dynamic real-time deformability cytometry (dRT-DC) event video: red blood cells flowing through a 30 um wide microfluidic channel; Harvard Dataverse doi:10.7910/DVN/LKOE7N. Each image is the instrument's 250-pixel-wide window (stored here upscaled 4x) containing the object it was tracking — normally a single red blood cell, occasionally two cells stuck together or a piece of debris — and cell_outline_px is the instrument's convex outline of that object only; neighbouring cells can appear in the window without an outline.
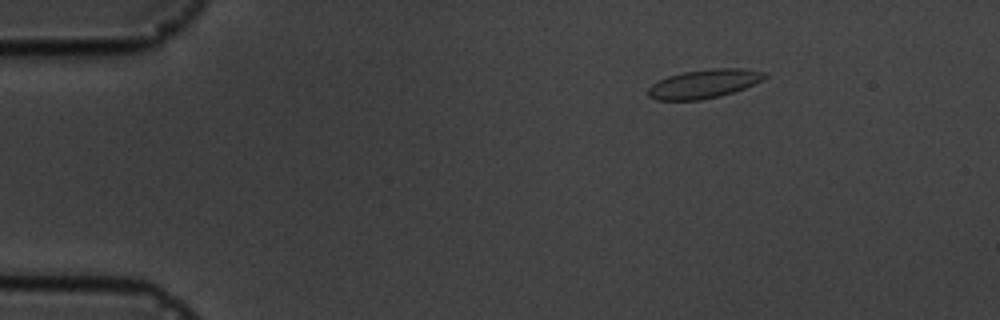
{"species": "common noctule bat (a hibernating species)", "species_latin": "Nyctalus noctula", "temperature_condition": "cold", "stored_images_in_passage": 14, "camera_frame_rate_fps": 3000, "um_per_image_px": 0.085, "animal": {"sex": "male", "body_mass_g": 19.5, "forearm_length_mm": 54.6}, "frame": {"image": 1, "passage_image": 1, "time_ms": 0.0, "image_size_px": [1000, 320], "cell_outline_px": [[768, 76], [764, 80], [744, 88], [720, 96], [700, 100], [656, 100], [648, 96], [648, 88], [652, 84], [668, 76], [684, 72], [712, 68], [740, 68], [764, 72]], "centroid_in_image_um": [59.85, 7.12], "position_along_channel_um": 25.2, "area_um2": 19.48}}
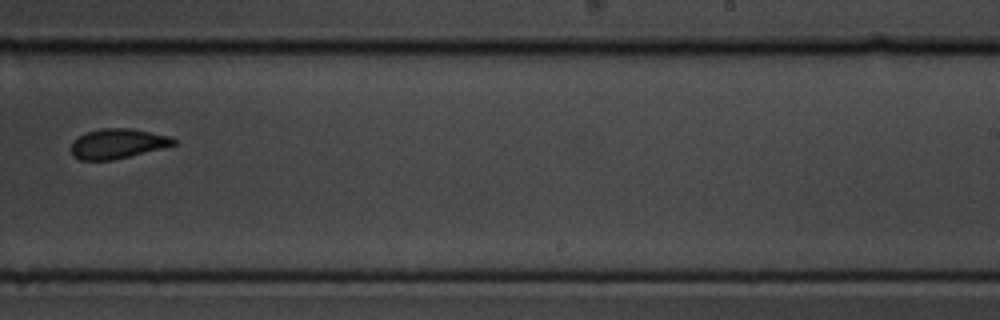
{"frame": {"image": 2, "passage_image": 8, "time_ms": 9.0, "image_size_px": [1000, 320], "cell_outline_px": [[176, 144], [112, 160], [80, 160], [72, 156], [72, 140], [84, 132], [100, 128], [132, 128], [172, 136], [176, 140]], "centroid_in_image_um": [9.96, 12.19], "position_along_channel_um": 279.0, "area_um2": 17.86}}
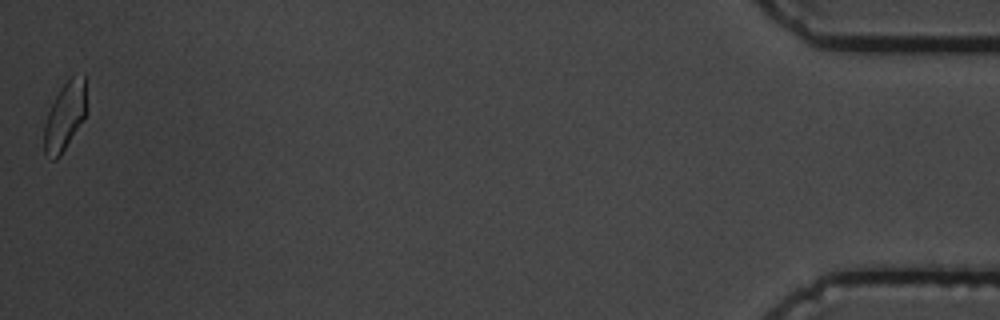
{"frame": {"image": 3, "passage_image": 14, "time_ms": 15.667, "image_size_px": [1000, 320], "cell_outline_px": [[84, 120], [60, 156], [56, 160], [52, 160], [44, 152], [44, 124], [48, 112], [60, 88], [72, 76], [84, 72]], "centroid_in_image_um": [5.49, 9.91], "position_along_channel_um": 429.7, "area_um2": 16.53}, "authors_computed_cell_mechanics": {"area_um2": 18.2648, "velocity_mm_per_s": 3.6146, "shape_relaxation_time_tau1_ms": 10.4278, "shape_relaxation_time_tau2_ms": null, "deformation_change_tau1": 0.1576, "deformation_change_tau2": null}}